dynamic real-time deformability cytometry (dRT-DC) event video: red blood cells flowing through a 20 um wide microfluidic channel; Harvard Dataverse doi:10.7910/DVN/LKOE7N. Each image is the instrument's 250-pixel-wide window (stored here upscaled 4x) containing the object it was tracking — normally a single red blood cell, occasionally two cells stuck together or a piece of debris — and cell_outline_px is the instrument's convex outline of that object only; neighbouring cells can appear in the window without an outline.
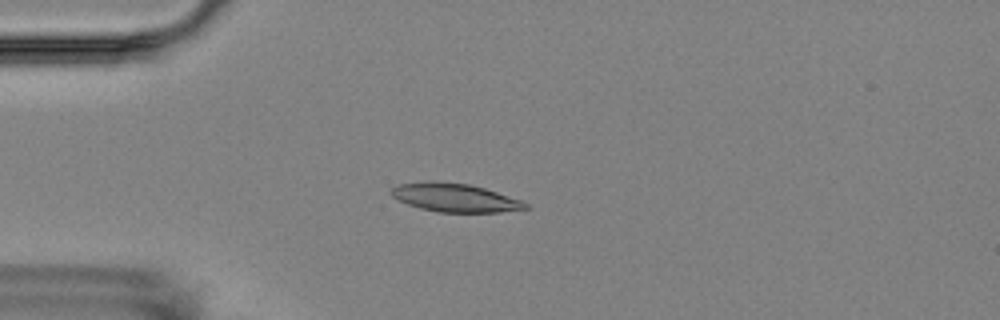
{"species": "Egyptian fruit bat (a non-hibernating species)", "species_latin": "Rousettus aegyptiacus", "temperature_condition": "room temperature", "stored_images_in_passage": 9, "camera_frame_rate_fps": 3000, "um_per_image_px": 0.085, "animal": {"sex": "female"}, "frame": {"image": 1, "passage_image": 3, "time_ms": 2.333, "image_size_px": [1000, 320], "cell_outline_px": [[528, 208], [500, 212], [436, 212], [420, 208], [408, 204], [392, 196], [388, 192], [396, 184], [468, 184], [484, 188], [520, 200], [528, 204]], "centroid_in_image_um": [38.69, 16.85], "position_along_channel_um": 46.3, "area_um2": 21.15}}
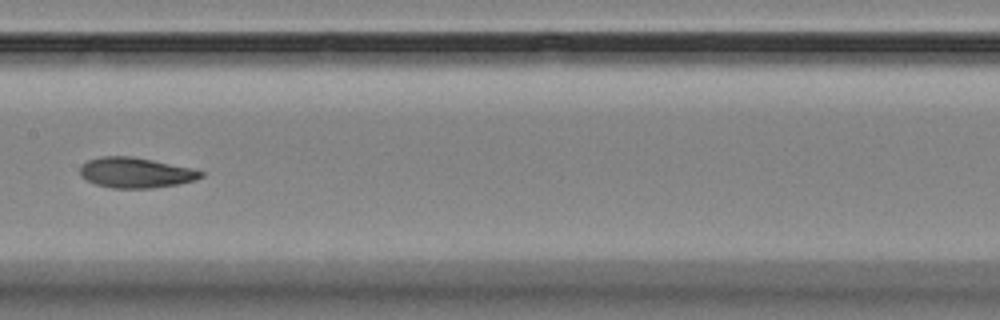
{"frame": {"image": 2, "passage_image": 7, "time_ms": 7.0, "image_size_px": [1000, 320], "cell_outline_px": [[204, 176], [196, 180], [176, 184], [152, 188], [112, 188], [96, 184], [80, 176], [80, 164], [88, 160], [100, 156], [132, 156], [152, 160], [188, 168], [204, 172]], "centroid_in_image_um": [11.49, 14.67], "position_along_channel_um": 195.9, "area_um2": 21.21}}
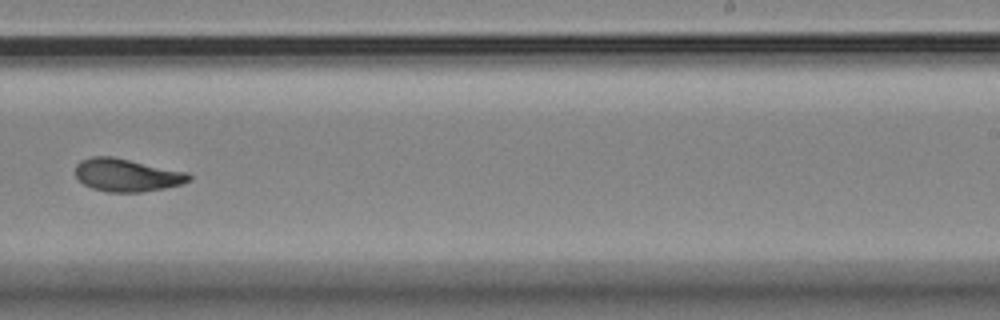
{"frame": {"image": 3, "passage_image": 9, "time_ms": 9.333, "image_size_px": [1000, 320], "cell_outline_px": [[192, 180], [180, 184], [164, 188], [144, 192], [108, 192], [92, 188], [84, 184], [76, 176], [76, 164], [80, 160], [92, 156], [112, 156], [188, 172], [192, 176]], "centroid_in_image_um": [10.79, 14.88], "position_along_channel_um": 278.2, "area_um2": 21.79}}